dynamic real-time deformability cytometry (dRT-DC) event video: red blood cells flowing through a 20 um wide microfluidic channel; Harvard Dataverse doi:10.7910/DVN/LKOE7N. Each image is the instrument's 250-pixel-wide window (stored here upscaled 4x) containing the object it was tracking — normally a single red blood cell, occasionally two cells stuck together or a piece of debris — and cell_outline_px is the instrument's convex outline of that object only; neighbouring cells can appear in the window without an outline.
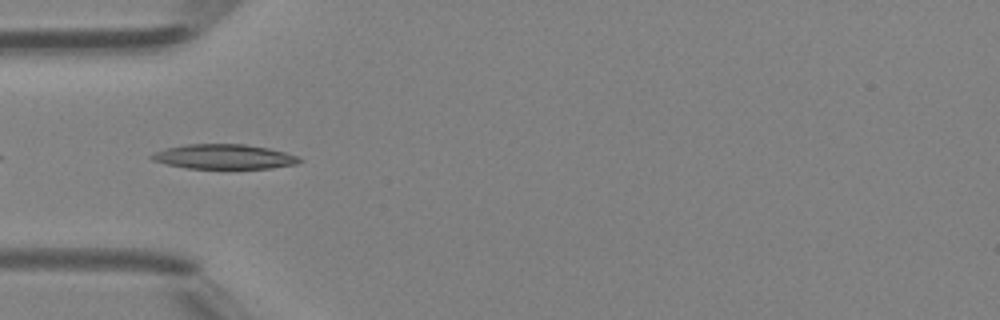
{"species": "Egyptian fruit bat (a non-hibernating species)", "species_latin": "Rousettus aegyptiacus", "temperature_condition": "room temperature", "stored_images_in_passage": 34, "camera_frame_rate_fps": 3000, "um_per_image_px": 0.085, "animal": {"sex": "female"}, "frame": {"image": 1, "passage_image": 2, "time_ms": 0.333, "image_size_px": [1000, 320], "cell_outline_px": [[304, 160], [296, 164], [272, 168], [188, 168], [168, 164], [152, 160], [148, 156], [164, 148], [184, 144], [244, 144], [268, 148], [284, 152], [296, 156]], "centroid_in_image_um": [19.03, 13.31], "position_along_channel_um": 66.0, "area_um2": 21.15}}
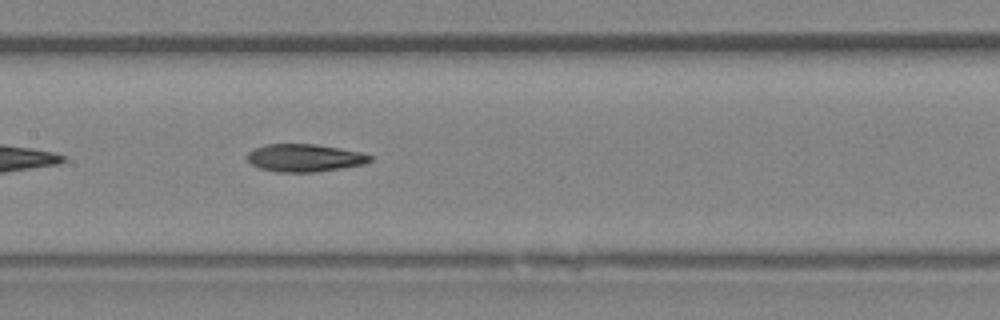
{"frame": {"image": 2, "passage_image": 10, "time_ms": 3.0, "image_size_px": [1000, 320], "cell_outline_px": [[372, 160], [364, 164], [316, 172], [276, 172], [260, 168], [252, 164], [244, 156], [252, 148], [264, 144], [316, 144], [340, 148], [360, 152], [372, 156]], "centroid_in_image_um": [25.84, 13.41], "position_along_channel_um": 181.6, "area_um2": 19.94}}
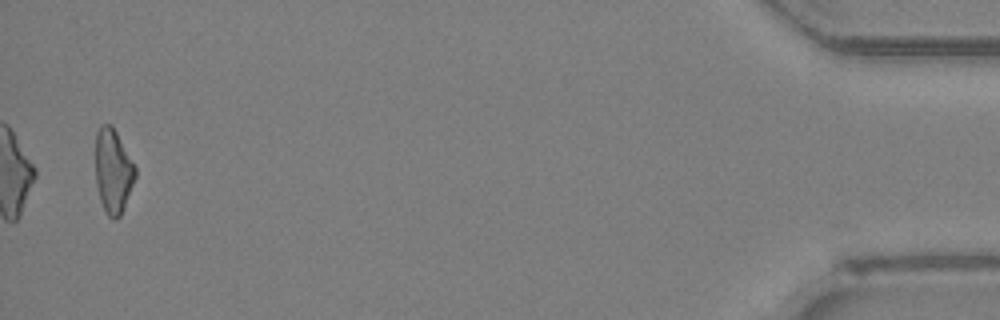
{"frame": {"image": 3, "passage_image": 33, "time_ms": 10.667, "image_size_px": [1000, 320], "cell_outline_px": [[136, 176], [120, 216], [116, 220], [112, 220], [108, 216], [100, 200], [96, 184], [96, 132], [100, 124], [112, 124], [136, 168]], "centroid_in_image_um": [9.6, 14.53], "position_along_channel_um": 425.6, "area_um2": 19.42}, "authors_computed_cell_mechanics": {"area_um2": 19.8543, "velocity_mm_per_s": 4.3579, "shape_relaxation_time_tau1_ms": 7.003, "shape_relaxation_time_tau2_ms": 3.7745, "deformation_change_tau1": 0.211, "deformation_change_tau2": 0.1398}}